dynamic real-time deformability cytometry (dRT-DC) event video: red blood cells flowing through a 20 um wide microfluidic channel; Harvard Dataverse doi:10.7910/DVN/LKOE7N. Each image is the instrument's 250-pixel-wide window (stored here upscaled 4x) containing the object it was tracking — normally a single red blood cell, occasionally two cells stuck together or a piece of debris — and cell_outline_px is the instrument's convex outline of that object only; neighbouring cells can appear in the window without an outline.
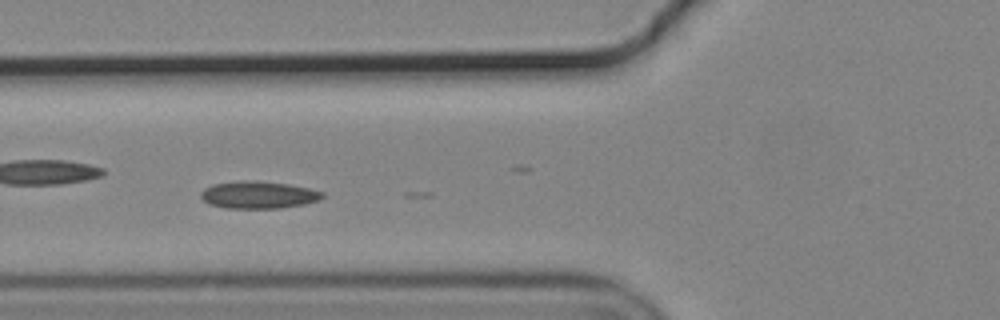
{"species": "common noctule bat (a hibernating species)", "species_latin": "Nyctalus noctula", "temperature_condition": "cold", "stored_images_in_passage": 21, "camera_frame_rate_fps": 3000, "um_per_image_px": 0.085, "animal": {"sex": "male", "body_mass_g": 19.2, "forearm_length_mm": 51.8}, "frame": {"image": 1, "passage_image": 15, "time_ms": 4.667, "image_size_px": [1000, 320], "cell_outline_px": [[324, 196], [316, 200], [304, 204], [280, 208], [228, 208], [208, 204], [200, 196], [200, 192], [204, 188], [212, 184], [236, 180], [256, 180], [288, 184], [308, 188], [324, 192]], "centroid_in_image_um": [21.91, 16.55], "position_along_channel_um": 103.9, "area_um2": 19.42}}